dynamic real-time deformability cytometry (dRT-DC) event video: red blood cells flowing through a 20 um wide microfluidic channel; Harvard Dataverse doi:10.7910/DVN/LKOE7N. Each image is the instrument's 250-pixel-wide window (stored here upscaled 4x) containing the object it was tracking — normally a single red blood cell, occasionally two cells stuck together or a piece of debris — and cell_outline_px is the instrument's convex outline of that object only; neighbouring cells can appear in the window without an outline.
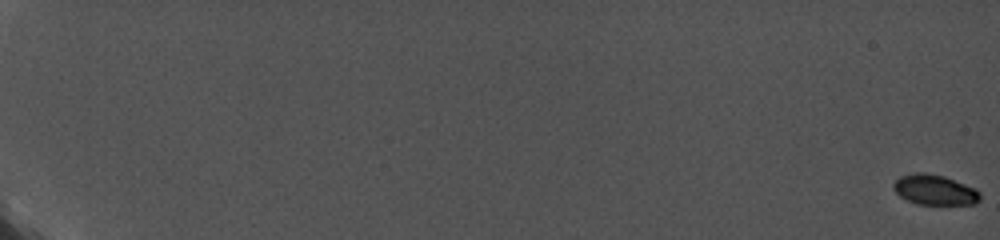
{"species": "common noctule bat (a hibernating species)", "species_latin": "Nyctalus noctula", "temperature_condition": "cold", "stored_images_in_passage": 73, "camera_frame_rate_fps": 5000, "um_per_image_px": 0.085, "animal": {"sex": "female", "body_mass_g": 19.0, "forearm_length_mm": 56.7}, "frame": {"image": 1, "passage_image": 1, "time_ms": 0.0, "image_size_px": [1000, 240], "cell_outline_px": [[980, 200], [976, 204], [916, 204], [900, 196], [892, 188], [892, 184], [900, 176], [916, 172], [924, 172], [944, 176], [976, 188], [980, 192]], "centroid_in_image_um": [79.45, 16.13], "position_along_channel_um": 5.5, "area_um2": 15.32}}
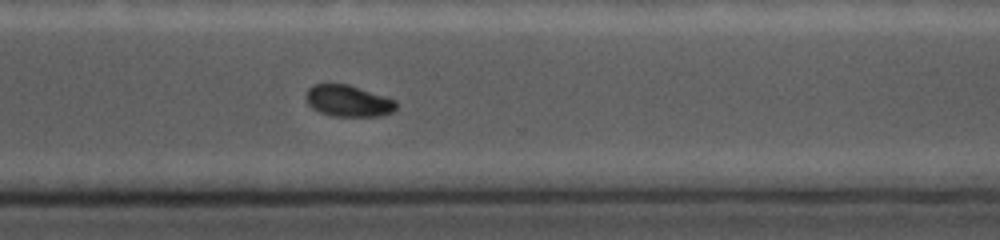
{"frame": {"image": 2, "passage_image": 67, "time_ms": 1015.8, "image_size_px": [1000, 240], "cell_outline_px": [[396, 108], [392, 112], [380, 116], [332, 116], [320, 112], [312, 108], [308, 104], [304, 96], [308, 88], [312, 84], [328, 80], [348, 84], [396, 100]], "centroid_in_image_um": [29.52, 8.53], "position_along_channel_um": 341.1, "area_um2": 17.11}}
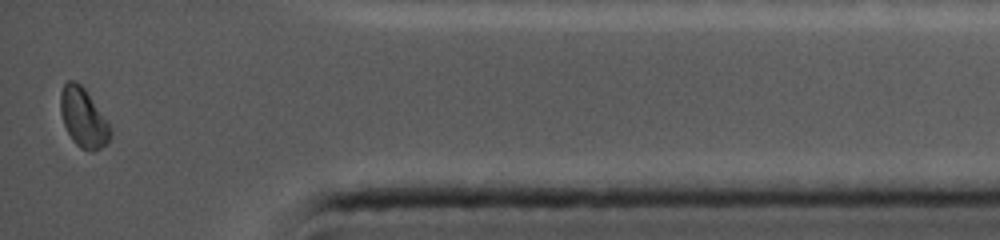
{"frame": {"image": 3, "passage_image": 73, "time_ms": 1018.4, "image_size_px": [1000, 240], "cell_outline_px": [[112, 136], [100, 148], [92, 152], [80, 148], [72, 140], [64, 124], [60, 112], [60, 92], [64, 84], [68, 80], [76, 80], [84, 88], [108, 124], [112, 132]], "centroid_in_image_um": [7.05, 10.01], "position_along_channel_um": 428.2, "area_um2": 16.88}}